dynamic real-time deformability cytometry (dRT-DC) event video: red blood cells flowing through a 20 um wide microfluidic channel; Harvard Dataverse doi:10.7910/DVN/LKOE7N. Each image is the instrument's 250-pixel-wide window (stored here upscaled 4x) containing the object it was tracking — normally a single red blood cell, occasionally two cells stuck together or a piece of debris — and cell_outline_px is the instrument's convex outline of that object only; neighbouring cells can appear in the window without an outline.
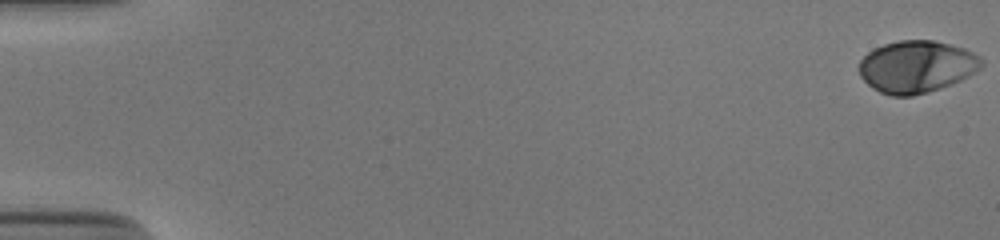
{"species": "human", "species_latin": "Homo sapiens", "temperature_condition": "cold", "stored_images_in_passage": 54, "camera_frame_rate_fps": 3000, "um_per_image_px": 0.085, "donor": {"sex": "male"}, "frame": {"image": 1, "passage_image": 1, "time_ms": 0.0, "image_size_px": [1000, 240], "cell_outline_px": [[984, 64], [976, 72], [960, 80], [940, 88], [928, 92], [912, 96], [892, 96], [880, 92], [872, 88], [860, 76], [860, 60], [868, 52], [884, 44], [900, 40], [932, 40], [964, 48], [980, 56], [984, 60]], "centroid_in_image_um": [77.93, 5.67], "position_along_channel_um": 7.1, "area_um2": 37.11}}
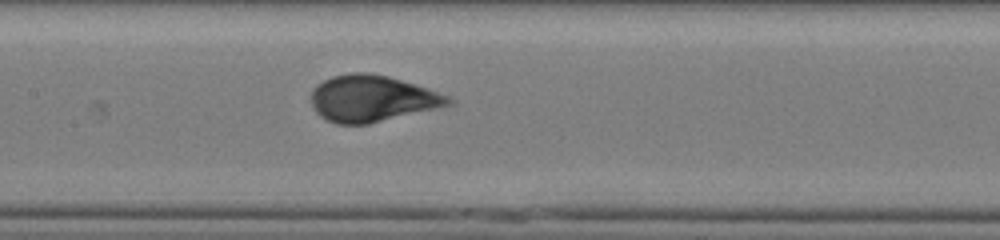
{"frame": {"image": 2, "passage_image": 28, "time_ms": 9.0, "image_size_px": [1000, 240], "cell_outline_px": [[456, 104], [368, 124], [336, 124], [320, 116], [316, 112], [312, 104], [312, 88], [316, 84], [332, 76], [352, 72], [368, 72], [388, 76], [416, 84], [452, 96], [456, 100]], "centroid_in_image_um": [31.68, 8.37], "position_along_channel_um": 175.7, "area_um2": 37.57}}
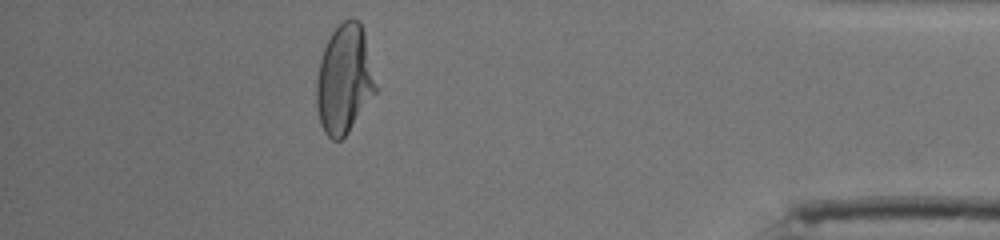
{"frame": {"image": 3, "passage_image": 49, "time_ms": 16.0, "image_size_px": [1000, 240], "cell_outline_px": [[380, 88], [348, 132], [340, 140], [332, 140], [324, 132], [320, 124], [316, 104], [316, 80], [320, 60], [324, 48], [332, 32], [344, 20], [352, 16], [360, 20], [364, 32]], "centroid_in_image_um": [29.31, 6.73], "position_along_channel_um": 405.9, "area_um2": 38.32}, "authors_computed_cell_mechanics": {"area_um2": 36.9053, "velocity_mm_per_s": 3.8624, "shape_relaxation_time_tau1_ms": 4.027, "shape_relaxation_time_tau2_ms": null, "deformation_change_tau1": 0.1722, "deformation_change_tau2": null}}